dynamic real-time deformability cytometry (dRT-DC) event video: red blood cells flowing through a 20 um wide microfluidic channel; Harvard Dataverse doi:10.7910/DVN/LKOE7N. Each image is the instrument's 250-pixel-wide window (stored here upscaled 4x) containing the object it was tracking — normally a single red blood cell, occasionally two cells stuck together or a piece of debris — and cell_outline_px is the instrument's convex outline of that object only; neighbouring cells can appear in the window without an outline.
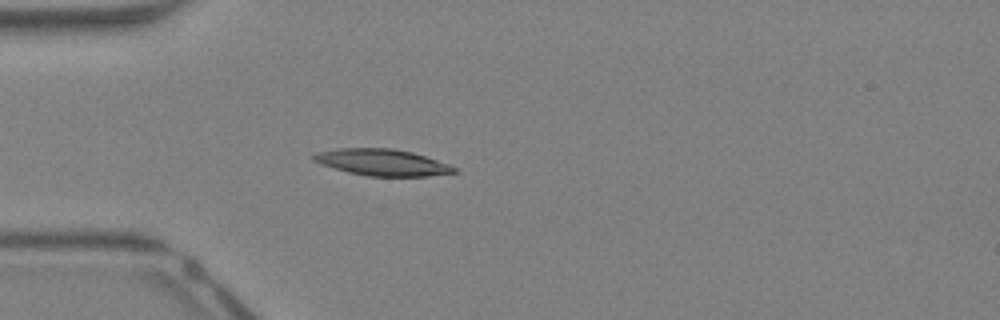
{"species": "Egyptian fruit bat (a non-hibernating species)", "species_latin": "Rousettus aegyptiacus", "temperature_condition": "warm", "stored_images_in_passage": 30, "camera_frame_rate_fps": 3000, "um_per_image_px": 0.085, "animal": {"sex": "female"}, "frame": {"image": 1, "passage_image": 5, "time_ms": 1.333, "image_size_px": [1000, 320], "cell_outline_px": [[456, 172], [428, 176], [368, 176], [348, 172], [320, 164], [312, 160], [312, 156], [316, 152], [336, 148], [392, 148], [412, 152], [448, 164], [456, 168]], "centroid_in_image_um": [32.43, 13.79], "position_along_channel_um": 52.6, "area_um2": 21.62}}
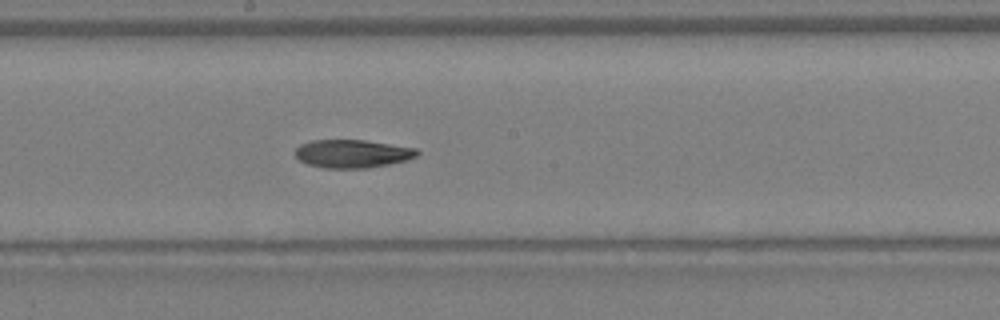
{"frame": {"image": 2, "passage_image": 16, "time_ms": 5.0, "image_size_px": [1000, 320], "cell_outline_px": [[420, 152], [416, 156], [408, 160], [368, 168], [324, 168], [308, 164], [300, 160], [296, 156], [296, 148], [300, 144], [312, 140], [364, 140], [416, 148]], "centroid_in_image_um": [29.96, 13.06], "position_along_channel_um": 218.2, "area_um2": 19.94}}
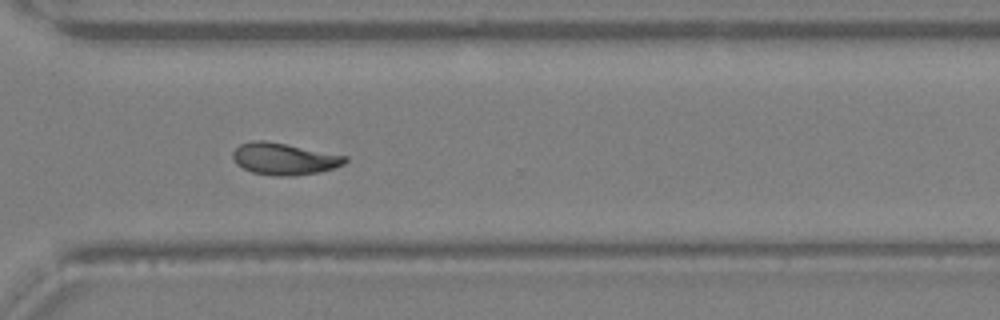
{"frame": {"image": 3, "passage_image": 24, "time_ms": 7.667, "image_size_px": [1000, 320], "cell_outline_px": [[348, 160], [344, 164], [320, 172], [292, 176], [276, 176], [252, 172], [236, 164], [232, 156], [232, 152], [240, 144], [252, 140], [264, 140], [348, 156]], "centroid_in_image_um": [24.14, 13.5], "position_along_channel_um": 346.5, "area_um2": 20.75}, "authors_computed_cell_mechanics": {"area_um2": 20.808, "velocity_mm_per_s": 4.807, "shape_relaxation_time_tau1_ms": 5.0938, "shape_relaxation_time_tau2_ms": 7.0137, "deformation_change_tau1": 0.1979, "deformation_change_tau2": 0.1581}}